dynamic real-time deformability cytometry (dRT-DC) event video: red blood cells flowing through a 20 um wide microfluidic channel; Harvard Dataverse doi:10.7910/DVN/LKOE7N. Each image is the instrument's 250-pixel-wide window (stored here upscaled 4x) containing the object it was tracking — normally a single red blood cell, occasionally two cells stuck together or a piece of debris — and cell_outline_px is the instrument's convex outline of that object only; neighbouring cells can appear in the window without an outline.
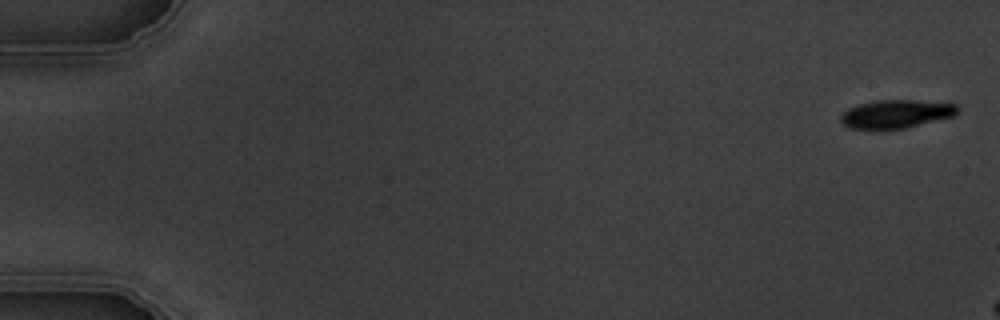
{"species": "common noctule bat (a hibernating species)", "species_latin": "Nyctalus noctula", "temperature_condition": "warm", "stored_images_in_passage": 4, "camera_frame_rate_fps": 3000, "um_per_image_px": 0.085, "animal": {"sex": "male", "body_mass_g": 19.5, "forearm_length_mm": 54.6}, "frame": {"image": 1, "passage_image": 1, "time_ms": 0.0, "image_size_px": [1000, 320], "cell_outline_px": [[960, 108], [956, 116], [904, 128], [880, 132], [872, 132], [848, 128], [840, 124], [840, 116], [848, 108], [860, 104], [876, 100], [952, 100]], "centroid_in_image_um": [76.21, 9.71], "position_along_channel_um": 8.8, "area_um2": 20.69}}